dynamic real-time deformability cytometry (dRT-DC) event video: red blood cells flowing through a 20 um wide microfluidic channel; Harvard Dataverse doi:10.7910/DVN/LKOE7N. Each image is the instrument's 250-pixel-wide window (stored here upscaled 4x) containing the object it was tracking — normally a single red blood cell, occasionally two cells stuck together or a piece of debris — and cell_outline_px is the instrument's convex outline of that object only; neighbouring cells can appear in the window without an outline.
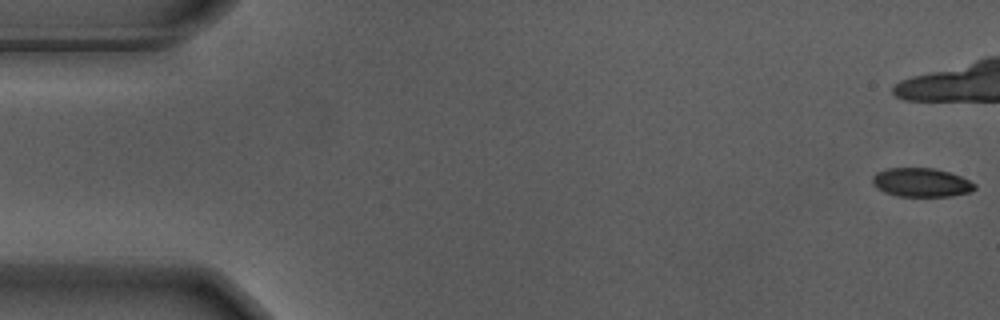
{"species": "Egyptian fruit bat (a non-hibernating species)", "species_latin": "Rousettus aegyptiacus", "temperature_condition": "warm", "stored_images_in_passage": 17, "camera_frame_rate_fps": 3000, "um_per_image_px": 0.085, "animal": {"sex": "male"}, "frame": {"image": 1, "passage_image": 1, "time_ms": 0.0, "image_size_px": [1000, 320], "cell_outline_px": [[976, 188], [972, 192], [948, 196], [900, 196], [884, 192], [876, 188], [872, 184], [872, 176], [876, 172], [888, 168], [932, 168], [948, 172], [960, 176], [976, 184]], "centroid_in_image_um": [78.29, 15.51], "position_along_channel_um": 6.7, "area_um2": 17.17}}